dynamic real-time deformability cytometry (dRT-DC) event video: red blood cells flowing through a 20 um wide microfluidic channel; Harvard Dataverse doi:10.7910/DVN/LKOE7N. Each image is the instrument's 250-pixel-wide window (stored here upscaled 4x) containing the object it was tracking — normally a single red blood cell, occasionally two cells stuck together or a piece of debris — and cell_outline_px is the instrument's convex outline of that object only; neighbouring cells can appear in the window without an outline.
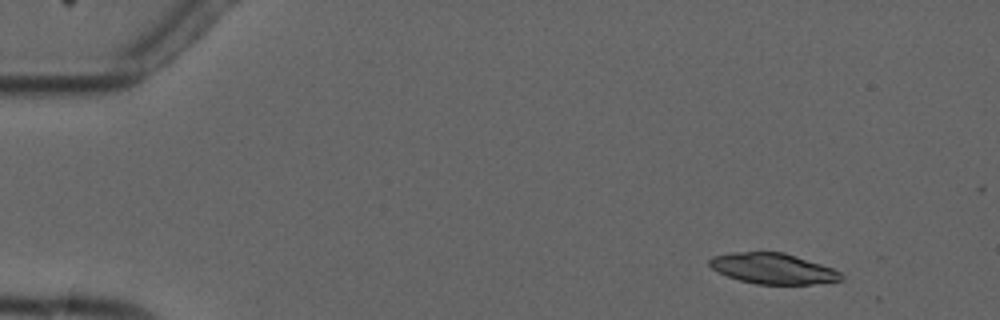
{"species": "common noctule bat (a hibernating species)", "species_latin": "Nyctalus noctula", "temperature_condition": "cold", "stored_images_in_passage": 3, "camera_frame_rate_fps": 3000, "um_per_image_px": 0.085, "animal": {"sex": "male", "forearm_length_mm": 52.5}, "frame": {"image": 1, "passage_image": 2, "time_ms": 1.333, "image_size_px": [1000, 320], "cell_outline_px": [[844, 280], [812, 284], [756, 284], [740, 280], [728, 276], [712, 268], [708, 264], [708, 260], [712, 256], [728, 252], [784, 252], [832, 268], [840, 272], [844, 276]], "centroid_in_image_um": [65.69, 22.82], "position_along_channel_um": 19.3, "area_um2": 23.47}}